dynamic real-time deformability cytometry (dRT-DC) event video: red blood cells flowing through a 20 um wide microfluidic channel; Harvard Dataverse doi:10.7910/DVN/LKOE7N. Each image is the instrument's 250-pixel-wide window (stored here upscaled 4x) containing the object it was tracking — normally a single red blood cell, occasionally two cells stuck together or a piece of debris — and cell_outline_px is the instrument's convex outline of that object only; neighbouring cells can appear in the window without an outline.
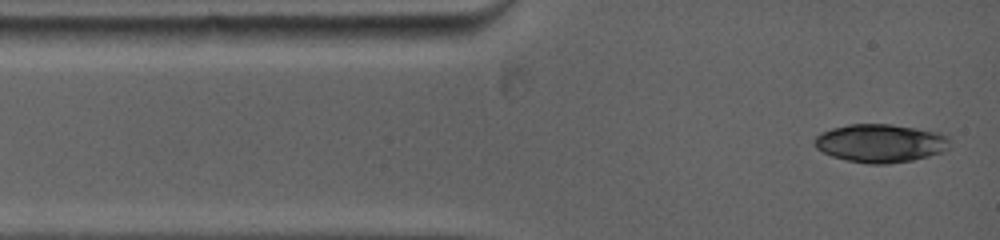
{"species": "common noctule bat (a hibernating species)", "species_latin": "Nyctalus noctula", "temperature_condition": "warm", "stored_images_in_passage": 3, "camera_frame_rate_fps": 5000, "um_per_image_px": 0.085, "animal": {"sex": "female", "body_mass_g": 19.0, "forearm_length_mm": 53.3}, "frame": {"image": 1, "passage_image": 1, "time_ms": 0.0, "image_size_px": [1000, 240], "cell_outline_px": [[952, 140], [948, 148], [944, 152], [912, 160], [888, 164], [868, 164], [848, 160], [832, 156], [816, 148], [812, 140], [820, 132], [832, 128], [848, 124], [892, 124], [940, 132], [948, 136]], "centroid_in_image_um": [74.86, 12.16], "position_along_channel_um": 10.1, "area_um2": 30.52}}